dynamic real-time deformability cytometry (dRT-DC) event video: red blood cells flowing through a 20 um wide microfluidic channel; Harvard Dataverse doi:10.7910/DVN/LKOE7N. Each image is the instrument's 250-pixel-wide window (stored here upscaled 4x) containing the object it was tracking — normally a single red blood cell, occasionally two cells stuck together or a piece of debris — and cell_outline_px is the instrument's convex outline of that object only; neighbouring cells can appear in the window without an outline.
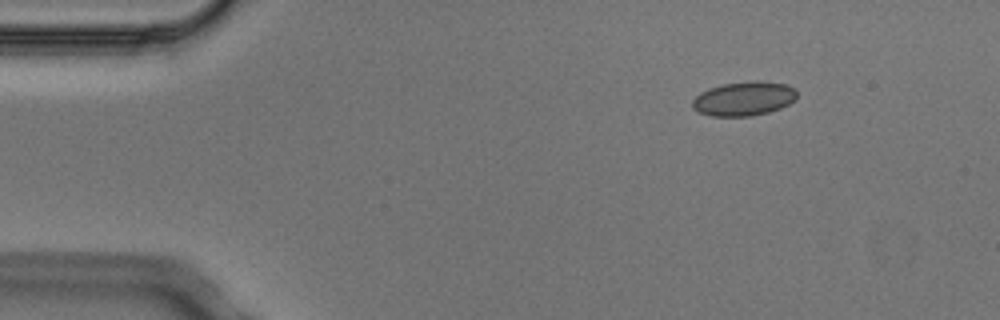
{"species": "Egyptian fruit bat (a non-hibernating species)", "species_latin": "Rousettus aegyptiacus", "temperature_condition": "cold", "stored_images_in_passage": 3, "camera_frame_rate_fps": 3000, "um_per_image_px": 0.085, "animal": {"sex": "male"}, "frame": {"image": 1, "passage_image": 1, "time_ms": 0.0, "image_size_px": [1000, 320], "cell_outline_px": [[796, 100], [780, 108], [768, 112], [748, 116], [712, 116], [700, 112], [692, 108], [692, 100], [700, 92], [708, 88], [724, 84], [756, 80], [788, 84], [796, 88]], "centroid_in_image_um": [63.24, 8.37], "position_along_channel_um": 21.8, "area_um2": 20.87}}